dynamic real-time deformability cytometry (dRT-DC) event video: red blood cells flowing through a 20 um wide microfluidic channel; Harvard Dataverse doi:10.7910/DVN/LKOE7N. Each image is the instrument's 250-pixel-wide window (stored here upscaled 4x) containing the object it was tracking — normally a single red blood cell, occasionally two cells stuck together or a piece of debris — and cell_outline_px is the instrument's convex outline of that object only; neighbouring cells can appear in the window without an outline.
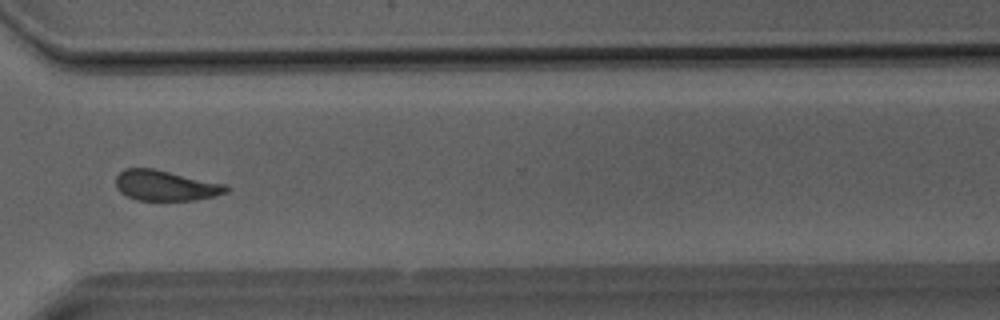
{"species": "Egyptian fruit bat (a non-hibernating species)", "species_latin": "Rousettus aegyptiacus", "temperature_condition": "room temperature", "stored_images_in_passage": 40, "camera_frame_rate_fps": 3000, "um_per_image_px": 0.085, "animal": {"sex": "male"}, "frame": {"image": 1, "passage_image": 30, "time_ms": 9.667, "image_size_px": [1000, 320], "cell_outline_px": [[232, 188], [228, 192], [216, 196], [196, 200], [136, 200], [120, 192], [116, 188], [116, 176], [124, 168], [152, 168], [228, 184]], "centroid_in_image_um": [14.12, 15.77], "position_along_channel_um": 356.5, "area_um2": 19.83}}
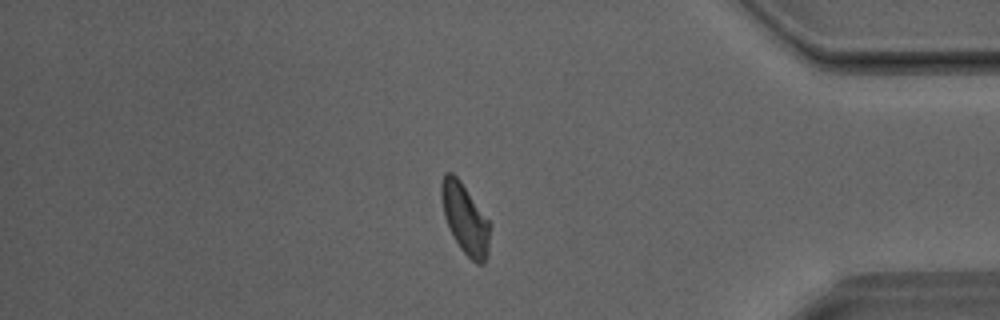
{"frame": {"image": 2, "passage_image": 34, "time_ms": 11.0, "image_size_px": [1000, 320], "cell_outline_px": [[492, 224], [488, 252], [484, 264], [476, 264], [460, 248], [444, 216], [440, 196], [440, 184], [444, 172], [452, 172], [460, 180]], "centroid_in_image_um": [39.55, 18.58], "position_along_channel_um": 395.7, "area_um2": 20.0}}
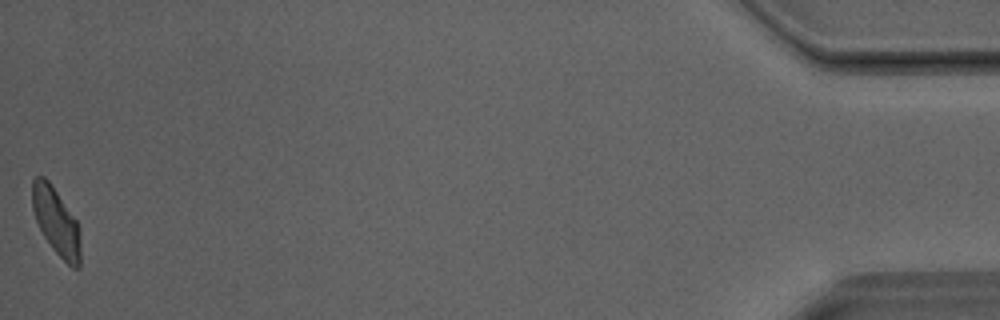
{"frame": {"image": 3, "passage_image": 40, "time_ms": 13.0, "image_size_px": [1000, 320], "cell_outline_px": [[80, 268], [72, 268], [52, 248], [44, 236], [36, 220], [32, 208], [32, 180], [36, 176], [44, 176], [48, 180], [76, 220], [80, 228]], "centroid_in_image_um": [4.78, 18.83], "position_along_channel_um": 430.4, "area_um2": 18.73}}